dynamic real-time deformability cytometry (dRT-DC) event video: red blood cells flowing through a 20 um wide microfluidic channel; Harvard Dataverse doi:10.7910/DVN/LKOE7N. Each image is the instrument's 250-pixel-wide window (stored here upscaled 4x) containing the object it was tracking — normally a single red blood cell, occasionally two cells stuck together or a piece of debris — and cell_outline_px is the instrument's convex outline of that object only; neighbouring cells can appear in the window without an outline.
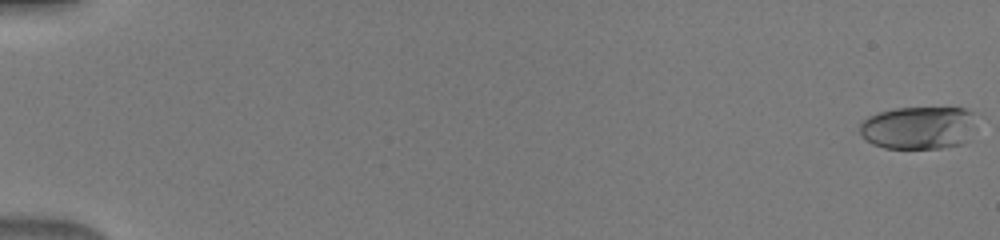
{"species": "human", "species_latin": "Homo sapiens", "temperature_condition": "warm", "stored_images_in_passage": 51, "camera_frame_rate_fps": 3000, "um_per_image_px": 0.085, "donor": {"sex": "male"}, "frame": {"image": 1, "passage_image": 1, "time_ms": 0.0, "image_size_px": [1000, 240], "cell_outline_px": [[972, 124], [968, 140], [960, 144], [940, 148], [884, 148], [872, 144], [860, 132], [860, 124], [868, 116], [880, 112], [896, 108], [964, 108], [972, 112]], "centroid_in_image_um": [78.03, 10.86], "position_along_channel_um": 7.0, "area_um2": 28.67}}
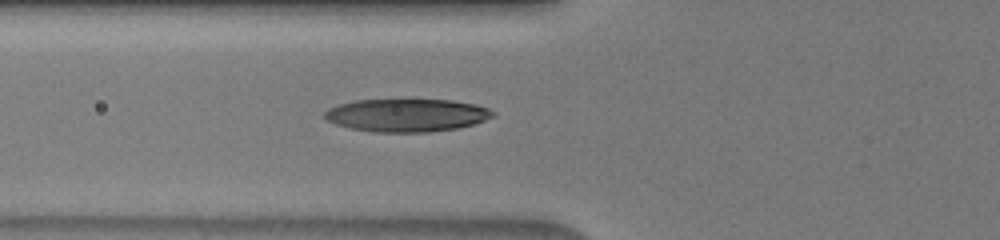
{"frame": {"image": 2, "passage_image": 21, "time_ms": 6.667, "image_size_px": [1000, 240], "cell_outline_px": [[496, 116], [472, 124], [456, 128], [428, 132], [372, 132], [352, 128], [336, 124], [324, 120], [324, 112], [328, 108], [340, 104], [356, 100], [452, 100], [476, 104], [488, 108], [496, 112]], "centroid_in_image_um": [34.57, 9.79], "position_along_channel_um": 91.2, "area_um2": 32.25}}
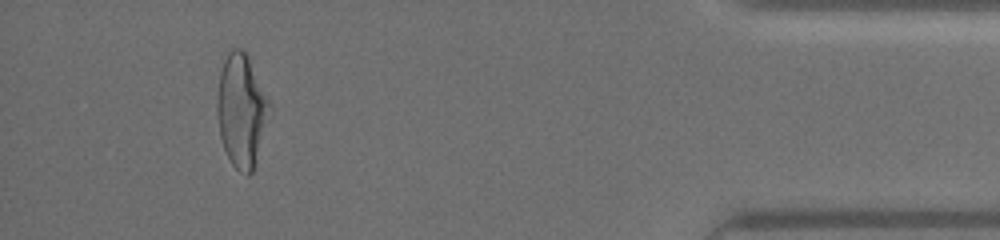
{"frame": {"image": 3, "passage_image": 48, "time_ms": 15.667, "image_size_px": [1000, 240], "cell_outline_px": [[272, 108], [252, 172], [248, 176], [240, 172], [232, 164], [224, 148], [220, 136], [216, 112], [216, 96], [220, 72], [224, 60], [228, 52], [232, 48], [240, 48], [248, 56]], "centroid_in_image_um": [20.51, 9.39], "position_along_channel_um": 414.7, "area_um2": 34.33}}